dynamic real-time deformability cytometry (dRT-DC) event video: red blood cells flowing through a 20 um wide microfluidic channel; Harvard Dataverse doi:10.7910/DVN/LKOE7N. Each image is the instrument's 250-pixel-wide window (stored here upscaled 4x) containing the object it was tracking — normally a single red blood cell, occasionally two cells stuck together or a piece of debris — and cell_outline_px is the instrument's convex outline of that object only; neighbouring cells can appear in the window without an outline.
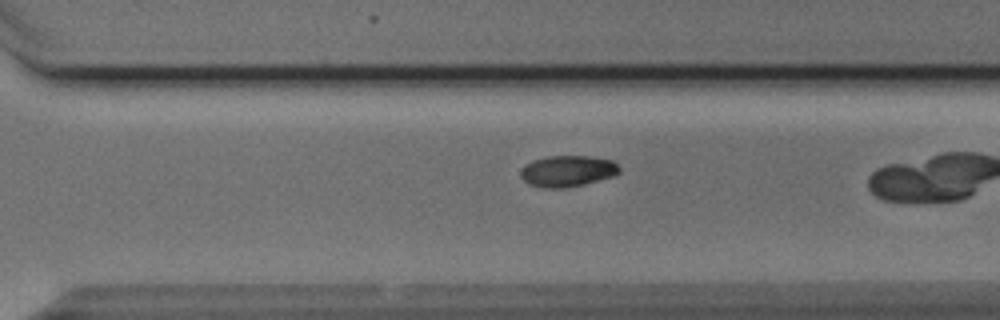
{"species": "Egyptian fruit bat (a non-hibernating species)", "species_latin": "Rousettus aegyptiacus", "temperature_condition": "cold", "stored_images_in_passage": 35, "camera_frame_rate_fps": 3000, "um_per_image_px": 0.085, "animal": {"sex": "male"}, "frame": {"image": 1, "passage_image": 30, "time_ms": 9.667, "image_size_px": [1000, 320], "cell_outline_px": [[620, 172], [608, 176], [580, 184], [532, 184], [524, 180], [520, 172], [528, 164], [536, 160], [552, 156], [584, 156], [612, 160], [620, 168]], "centroid_in_image_um": [48.3, 14.46], "position_along_channel_um": 322.3, "area_um2": 16.07}}